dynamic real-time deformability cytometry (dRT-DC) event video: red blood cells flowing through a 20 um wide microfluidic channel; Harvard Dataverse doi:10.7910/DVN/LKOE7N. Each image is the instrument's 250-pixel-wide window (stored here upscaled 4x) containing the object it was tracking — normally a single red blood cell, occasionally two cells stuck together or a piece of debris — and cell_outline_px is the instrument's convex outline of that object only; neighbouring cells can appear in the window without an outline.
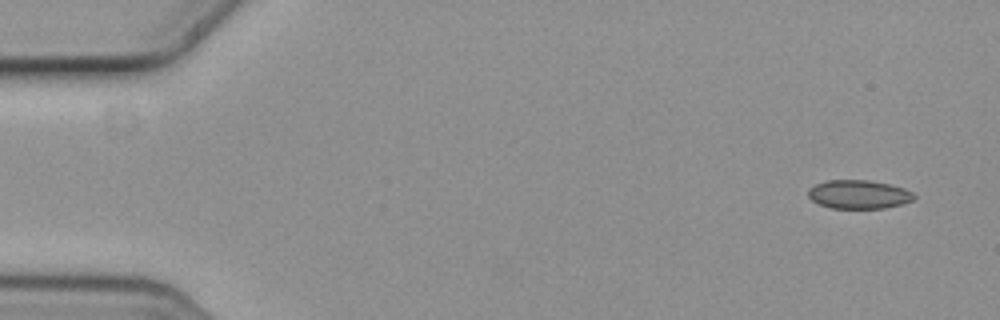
{"species": "common noctule bat (a hibernating species)", "species_latin": "Nyctalus noctula", "temperature_condition": "cold", "stored_images_in_passage": 5, "camera_frame_rate_fps": 3000, "um_per_image_px": 0.085, "animal": {"sex": "female", "body_mass_g": 19.3, "forearm_length_mm": 54.1}, "frame": {"image": 1, "passage_image": 1, "time_ms": 0.0, "image_size_px": [1000, 320], "cell_outline_px": [[916, 196], [912, 200], [900, 204], [884, 208], [832, 208], [820, 204], [812, 200], [808, 196], [808, 188], [816, 184], [828, 180], [872, 180], [904, 188], [912, 192]], "centroid_in_image_um": [72.98, 16.51], "position_along_channel_um": 12.0, "area_um2": 17.57}}
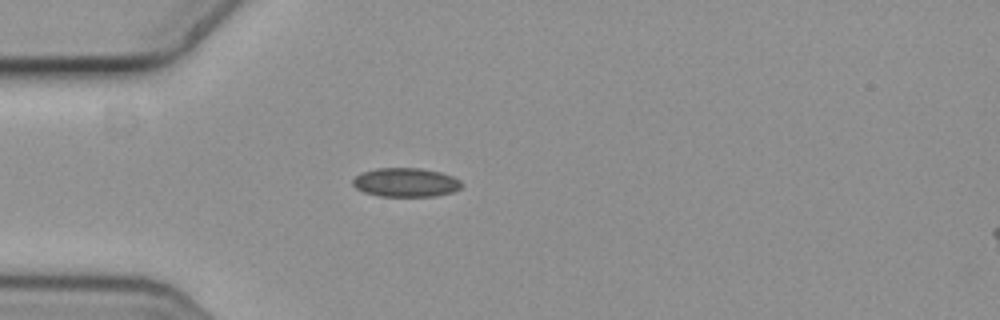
{"frame": {"image": 2, "passage_image": 4, "time_ms": 1.0, "image_size_px": [1000, 320], "cell_outline_px": [[464, 184], [460, 188], [452, 192], [436, 196], [380, 196], [364, 192], [356, 188], [352, 184], [352, 180], [356, 176], [364, 172], [376, 168], [420, 168], [440, 172], [452, 176], [460, 180]], "centroid_in_image_um": [34.5, 15.5], "position_along_channel_um": 50.5, "area_um2": 18.32}}